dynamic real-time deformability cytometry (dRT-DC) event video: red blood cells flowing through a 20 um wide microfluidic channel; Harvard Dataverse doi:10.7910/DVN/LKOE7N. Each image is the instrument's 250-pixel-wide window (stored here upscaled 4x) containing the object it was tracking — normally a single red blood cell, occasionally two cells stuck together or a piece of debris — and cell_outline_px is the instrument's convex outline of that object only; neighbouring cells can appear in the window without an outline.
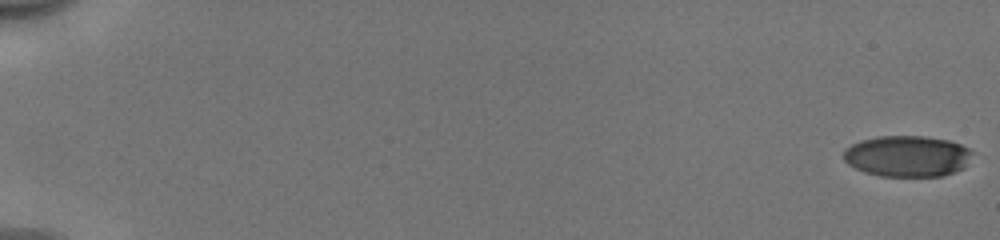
{"species": "human", "species_latin": "Homo sapiens", "temperature_condition": "cold", "stored_images_in_passage": 54, "camera_frame_rate_fps": 3000, "um_per_image_px": 0.085, "donor": {"sex": "male"}, "frame": {"image": 1, "passage_image": 1, "time_ms": 0.0, "image_size_px": [1000, 240], "cell_outline_px": [[976, 152], [964, 168], [944, 176], [880, 176], [864, 172], [848, 164], [844, 160], [844, 148], [860, 140], [876, 136], [924, 136], [948, 140], [972, 148]], "centroid_in_image_um": [77.16, 13.27], "position_along_channel_um": 7.8, "area_um2": 31.33}}
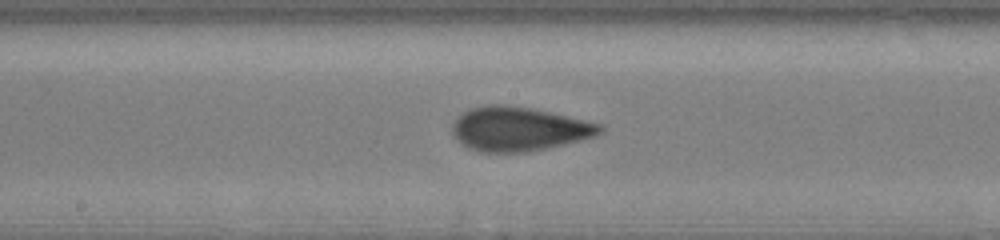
{"frame": {"image": 2, "passage_image": 31, "time_ms": 10.0, "image_size_px": [1000, 240], "cell_outline_px": [[604, 132], [596, 136], [564, 144], [528, 152], [480, 152], [468, 148], [456, 140], [452, 132], [452, 124], [464, 112], [472, 108], [488, 104], [504, 104], [532, 108], [584, 120], [600, 124], [604, 128]], "centroid_in_image_um": [44.09, 10.97], "position_along_channel_um": 204.1, "area_um2": 37.86}}
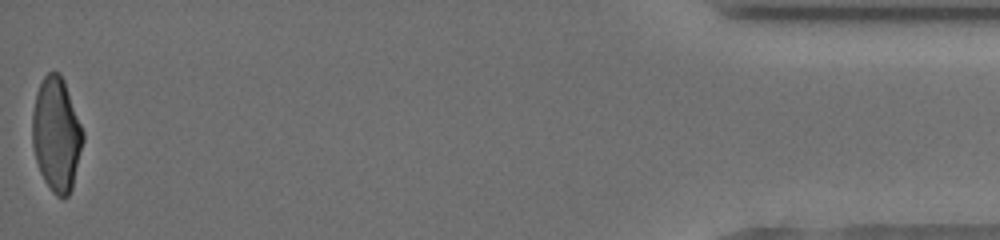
{"frame": {"image": 3, "passage_image": 54, "time_ms": 17.667, "image_size_px": [1000, 240], "cell_outline_px": [[84, 140], [72, 188], [68, 196], [56, 196], [52, 192], [44, 180], [40, 172], [36, 160], [32, 144], [32, 112], [36, 92], [44, 76], [48, 72], [60, 72], [64, 80], [84, 132]], "centroid_in_image_um": [4.79, 11.42], "position_along_channel_um": 430.4, "area_um2": 33.7}, "authors_computed_cell_mechanics": {"area_um2": 35.0268, "velocity_mm_per_s": 3.9856, "shape_relaxation_time_tau1_ms": 3.583, "shape_relaxation_time_tau2_ms": 1.2297, "deformation_change_tau1": 0.1502, "deformation_change_tau2": 0.0767}}